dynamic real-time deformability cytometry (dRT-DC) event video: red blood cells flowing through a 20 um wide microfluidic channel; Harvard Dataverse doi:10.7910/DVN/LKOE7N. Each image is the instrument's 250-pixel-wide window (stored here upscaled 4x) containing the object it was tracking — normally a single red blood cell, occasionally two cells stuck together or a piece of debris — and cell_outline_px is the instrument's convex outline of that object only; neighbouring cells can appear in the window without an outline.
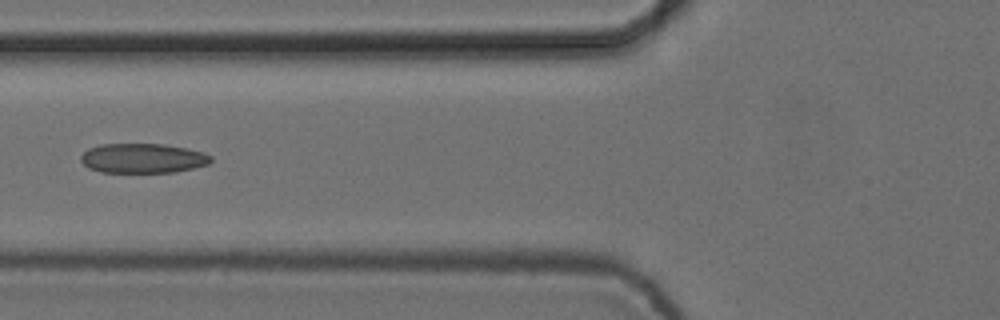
{"species": "common noctule bat (a hibernating species)", "species_latin": "Nyctalus noctula", "temperature_condition": "cold", "stored_images_in_passage": 8, "camera_frame_rate_fps": 3000, "um_per_image_px": 0.085, "animal": {"sex": "female", "body_mass_g": 24.6, "forearm_length_mm": 56.2}, "frame": {"image": 1, "passage_image": 6, "time_ms": 1.667, "image_size_px": [1000, 320], "cell_outline_px": [[212, 160], [208, 164], [176, 172], [100, 172], [88, 168], [80, 160], [80, 156], [88, 148], [100, 144], [164, 144], [188, 148], [204, 152], [212, 156]], "centroid_in_image_um": [12.14, 13.45], "position_along_channel_um": 113.7, "area_um2": 22.6}}
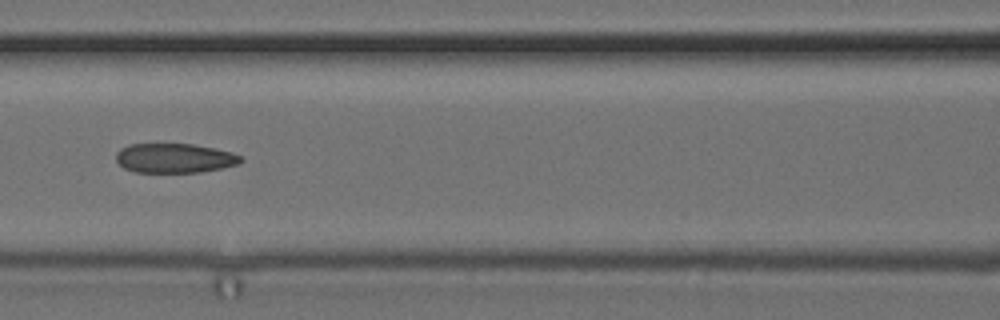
{"frame": {"image": 2, "passage_image": 7, "time_ms": 2.0, "image_size_px": [1000, 320], "cell_outline_px": [[244, 160], [240, 164], [200, 172], [136, 172], [124, 168], [116, 160], [116, 152], [120, 148], [128, 144], [192, 144], [216, 148], [232, 152], [240, 156]], "centroid_in_image_um": [14.84, 13.43], "position_along_channel_um": 151.8, "area_um2": 21.5}}
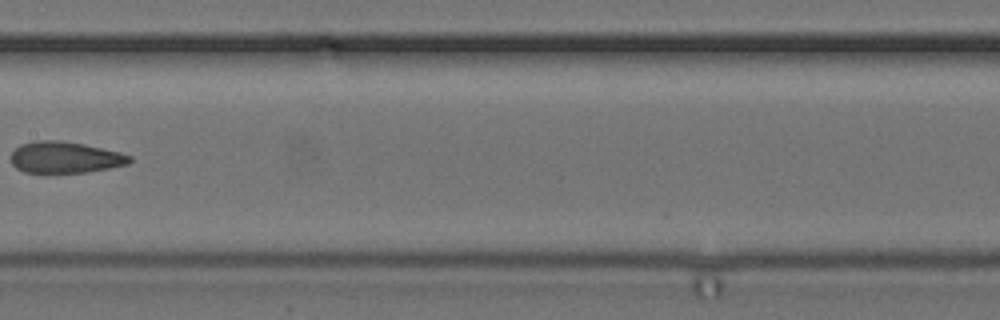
{"frame": {"image": 3, "passage_image": 8, "time_ms": 2.333, "image_size_px": [1000, 320], "cell_outline_px": [[132, 160], [128, 164], [88, 172], [24, 172], [16, 168], [12, 164], [12, 152], [20, 144], [36, 140], [60, 140], [84, 144], [120, 152], [132, 156]], "centroid_in_image_um": [5.54, 13.36], "position_along_channel_um": 201.9, "area_um2": 21.68}}